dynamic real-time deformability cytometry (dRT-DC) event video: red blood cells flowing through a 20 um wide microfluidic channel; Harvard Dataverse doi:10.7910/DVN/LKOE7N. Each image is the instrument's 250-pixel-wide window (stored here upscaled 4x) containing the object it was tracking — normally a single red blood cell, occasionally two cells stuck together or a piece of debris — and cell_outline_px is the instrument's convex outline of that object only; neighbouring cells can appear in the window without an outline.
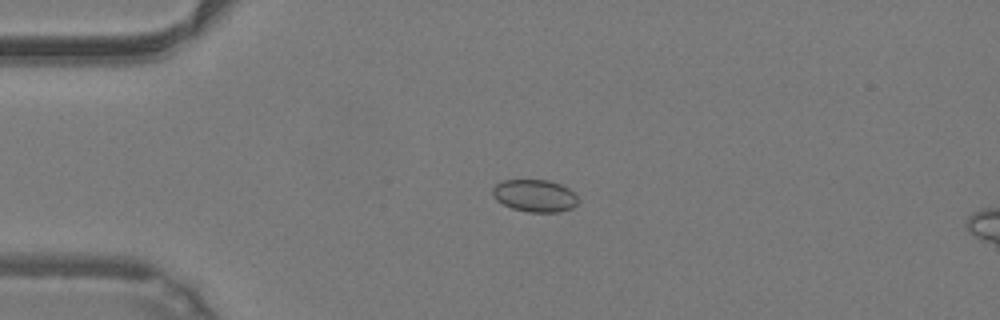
{"species": "common noctule bat (a hibernating species)", "species_latin": "Nyctalus noctula", "temperature_condition": "warm", "stored_images_in_passage": 15, "camera_frame_rate_fps": 3000, "um_per_image_px": 0.085, "animal": {"sex": "male", "body_mass_g": 19.2, "forearm_length_mm": 51.8}, "frame": {"image": 1, "passage_image": 11, "time_ms": 3.333, "image_size_px": [1000, 320], "cell_outline_px": [[576, 204], [572, 208], [556, 212], [528, 212], [512, 208], [496, 200], [492, 196], [492, 188], [496, 184], [504, 180], [548, 180], [560, 184], [568, 188], [576, 196]], "centroid_in_image_um": [45.41, 16.63], "position_along_channel_um": 39.6, "area_um2": 15.95}}